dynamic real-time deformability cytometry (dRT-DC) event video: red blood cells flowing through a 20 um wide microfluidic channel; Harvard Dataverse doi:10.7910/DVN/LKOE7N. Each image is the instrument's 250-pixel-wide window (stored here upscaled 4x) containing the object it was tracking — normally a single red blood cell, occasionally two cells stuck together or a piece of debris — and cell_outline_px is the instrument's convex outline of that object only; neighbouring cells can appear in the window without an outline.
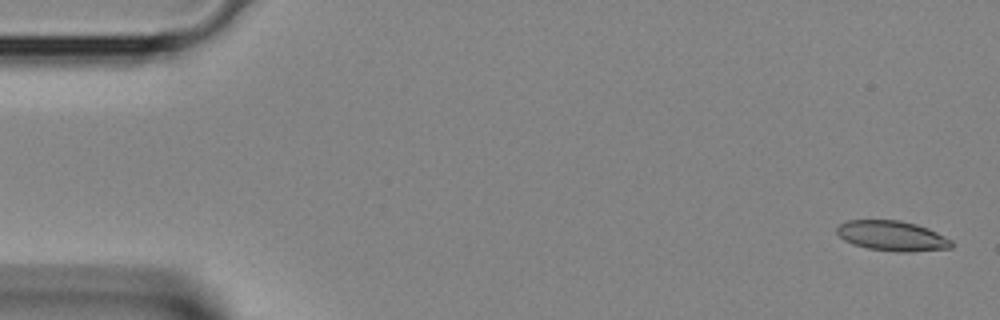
{"species": "Egyptian fruit bat (a non-hibernating species)", "species_latin": "Rousettus aegyptiacus", "temperature_condition": "room temperature", "stored_images_in_passage": 39, "camera_frame_rate_fps": 3000, "um_per_image_px": 0.085, "animal": {"sex": "female"}, "frame": {"image": 1, "passage_image": 1, "time_ms": 0.0, "image_size_px": [1000, 320], "cell_outline_px": [[952, 248], [908, 252], [896, 252], [868, 248], [852, 244], [844, 240], [836, 232], [836, 228], [840, 224], [848, 220], [900, 220], [916, 224], [928, 228], [952, 240]], "centroid_in_image_um": [75.83, 20.05], "position_along_channel_um": 9.2, "area_um2": 20.11}}
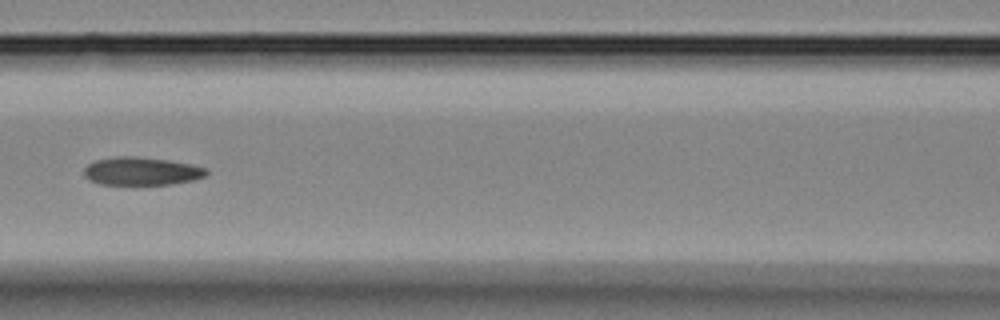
{"frame": {"image": 2, "passage_image": 17, "time_ms": 5.333, "image_size_px": [1000, 320], "cell_outline_px": [[208, 172], [204, 176], [192, 180], [172, 184], [100, 184], [88, 180], [84, 176], [84, 168], [88, 164], [96, 160], [116, 156], [132, 156], [168, 160], [208, 168]], "centroid_in_image_um": [11.99, 14.55], "position_along_channel_um": 154.6, "area_um2": 19.88}}
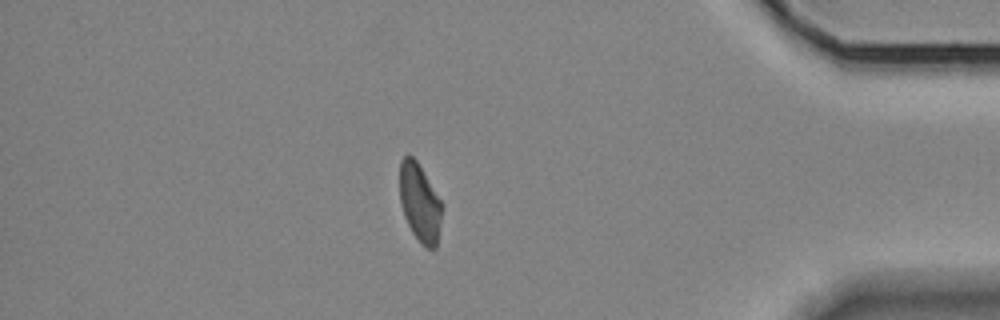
{"frame": {"image": 3, "passage_image": 34, "time_ms": 11.0, "image_size_px": [1000, 320], "cell_outline_px": [[444, 204], [436, 248], [424, 248], [420, 244], [412, 232], [404, 216], [400, 204], [400, 160], [408, 152], [416, 160]], "centroid_in_image_um": [35.69, 17.24], "position_along_channel_um": 399.5, "area_um2": 19.59}}